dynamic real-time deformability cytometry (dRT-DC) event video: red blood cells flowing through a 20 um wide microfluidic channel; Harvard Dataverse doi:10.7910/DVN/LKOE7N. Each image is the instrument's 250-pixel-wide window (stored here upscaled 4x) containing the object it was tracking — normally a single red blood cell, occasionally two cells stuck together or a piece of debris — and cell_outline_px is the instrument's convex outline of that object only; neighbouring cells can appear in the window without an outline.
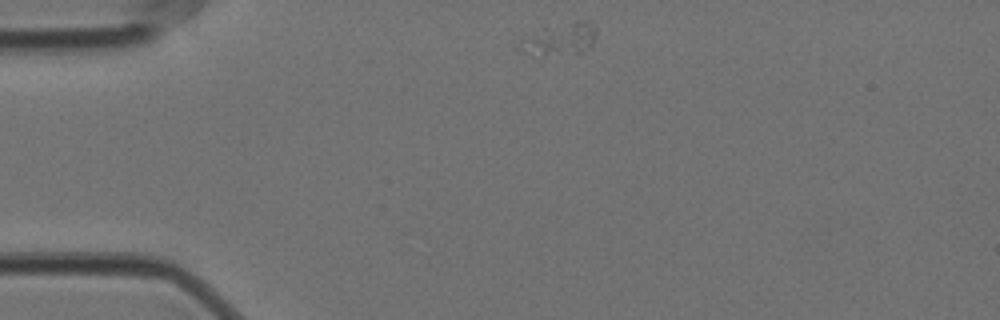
{"species": "Egyptian fruit bat (a non-hibernating species)", "species_latin": "Rousettus aegyptiacus", "temperature_condition": "cold", "stored_images_in_passage": 16, "camera_frame_rate_fps": 3000, "um_per_image_px": 0.085, "animal": {"sex": "female"}, "frame": {"image": 1, "passage_image": 1, "time_ms": 0.0, "image_size_px": [1000, 320], "cell_outline_px": [[596, 36], [592, 44], [580, 52], [544, 56], [540, 56], [520, 52], [512, 48], [524, 36], [576, 20], [588, 20], [596, 28]], "centroid_in_image_um": [47.51, 3.36], "position_along_channel_um": 37.5, "area_um2": 14.39}}
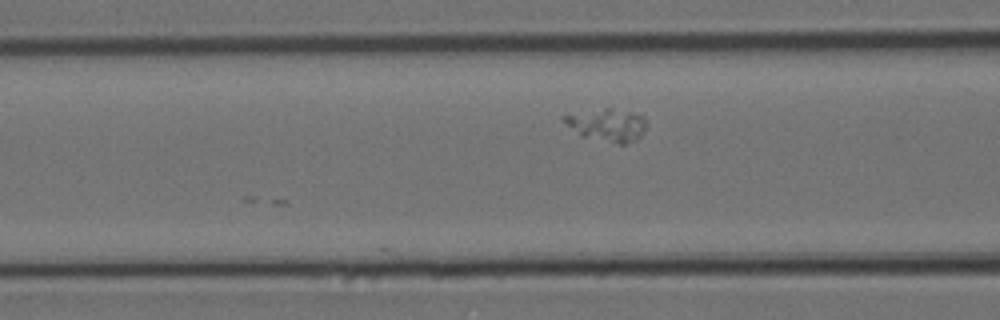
{"frame": {"image": 2, "passage_image": 11, "time_ms": 3.333, "image_size_px": [1000, 320], "cell_outline_px": [[648, 124], [644, 132], [636, 140], [624, 144], [620, 144], [580, 136], [560, 116], [604, 108], [612, 108], [644, 116]], "centroid_in_image_um": [51.67, 10.63], "position_along_channel_um": 114.9, "area_um2": 15.49}}
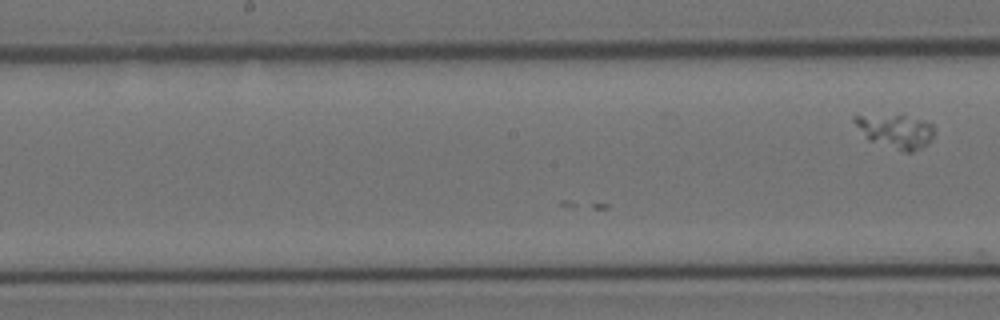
{"frame": {"image": 3, "passage_image": 16, "time_ms": 5.0, "image_size_px": [1000, 320], "cell_outline_px": [[936, 132], [928, 144], [912, 152], [904, 152], [868, 140], [852, 120], [852, 116], [904, 116], [920, 120], [932, 124]], "centroid_in_image_um": [76.16, 11.18], "position_along_channel_um": 172.0, "area_um2": 15.37}}